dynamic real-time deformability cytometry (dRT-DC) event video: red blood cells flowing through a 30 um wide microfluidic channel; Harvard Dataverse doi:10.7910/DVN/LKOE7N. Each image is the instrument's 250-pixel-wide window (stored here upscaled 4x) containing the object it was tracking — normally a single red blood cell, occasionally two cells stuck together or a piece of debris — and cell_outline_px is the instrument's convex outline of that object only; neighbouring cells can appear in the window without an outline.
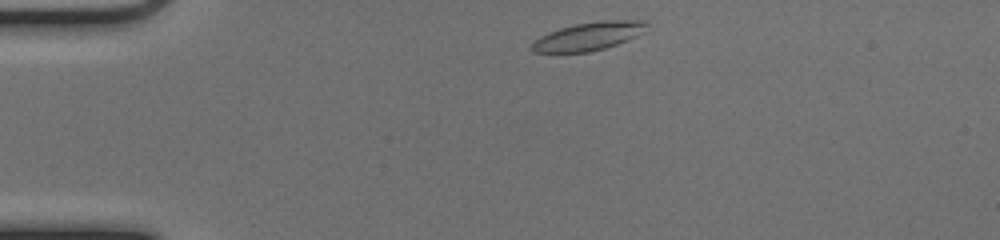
{"species": "common noctule bat (a hibernating species)", "species_latin": "Nyctalus noctula", "temperature_condition": "cold", "stored_images_in_passage": 42, "camera_frame_rate_fps": 3000, "um_per_image_px": 0.085, "animal": {"sex": "female", "body_mass_g": 17.0, "forearm_length_mm": 48.0}, "frame": {"image": 1, "passage_image": 1, "time_ms": 0.0, "image_size_px": [1000, 240], "cell_outline_px": [[648, 32], [628, 40], [604, 48], [588, 52], [532, 52], [532, 44], [540, 36], [548, 32], [560, 28], [576, 24], [600, 20], [648, 20]], "centroid_in_image_um": [50.13, 3.06], "position_along_channel_um": 34.9, "area_um2": 19.02}}
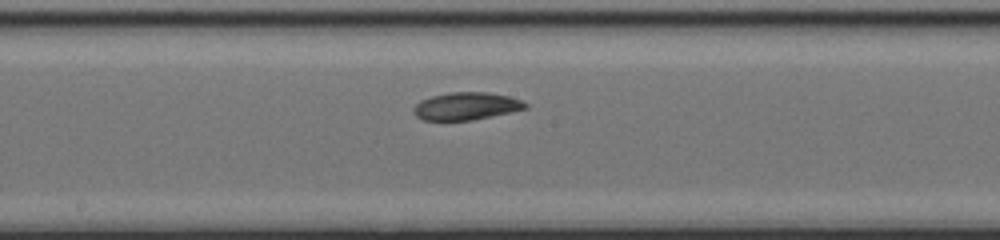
{"frame": {"image": 2, "passage_image": 18, "time_ms": 5.667, "image_size_px": [1000, 240], "cell_outline_px": [[528, 108], [472, 120], [424, 120], [416, 116], [412, 112], [412, 108], [420, 100], [432, 96], [452, 92], [488, 92], [508, 96], [520, 100], [528, 104]], "centroid_in_image_um": [39.6, 9.02], "position_along_channel_um": 208.6, "area_um2": 17.86}}
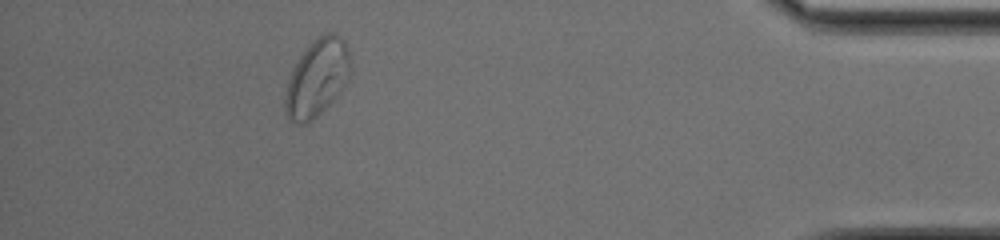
{"frame": {"image": 3, "passage_image": 37, "time_ms": 12.0, "image_size_px": [1000, 240], "cell_outline_px": [[352, 68], [348, 80], [340, 92], [312, 120], [304, 124], [300, 124], [288, 120], [284, 108], [284, 100], [288, 80], [292, 68], [308, 44], [324, 32], [332, 32], [340, 36], [344, 40], [348, 48], [352, 60]], "centroid_in_image_um": [26.96, 6.59], "position_along_channel_um": 408.2, "area_um2": 29.71}, "authors_computed_cell_mechanics": {"area_um2": 18.9006, "velocity_mm_per_s": 3.9626, "shape_relaxation_time_tau1_ms": 3.9803, "shape_relaxation_time_tau2_ms": 9.6431, "deformation_change_tau1": 0.12, "deformation_change_tau2": 0.1477}}